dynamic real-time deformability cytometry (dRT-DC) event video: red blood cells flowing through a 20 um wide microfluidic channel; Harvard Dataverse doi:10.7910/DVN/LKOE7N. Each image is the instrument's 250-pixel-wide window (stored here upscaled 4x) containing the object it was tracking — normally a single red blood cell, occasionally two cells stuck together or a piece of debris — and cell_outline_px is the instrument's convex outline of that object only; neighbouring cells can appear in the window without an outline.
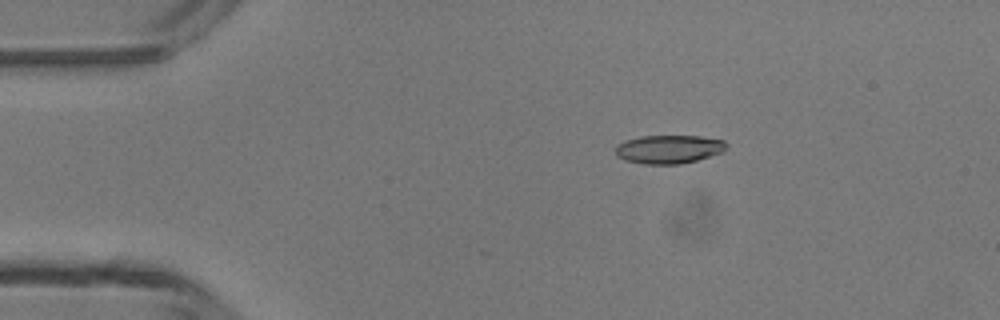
{"species": "common noctule bat (a hibernating species)", "species_latin": "Nyctalus noctula", "temperature_condition": "room temperature", "stored_images_in_passage": 4, "camera_frame_rate_fps": 3000, "um_per_image_px": 0.085, "animal": {"sex": "male", "body_mass_g": 13.3}, "frame": {"image": 1, "passage_image": 3, "time_ms": 2.333, "image_size_px": [1000, 320], "cell_outline_px": [[728, 148], [724, 152], [696, 160], [680, 164], [644, 164], [624, 160], [616, 156], [616, 144], [624, 140], [640, 136], [700, 136], [724, 140], [728, 144]], "centroid_in_image_um": [56.86, 12.68], "position_along_channel_um": 28.1, "area_um2": 18.67}}
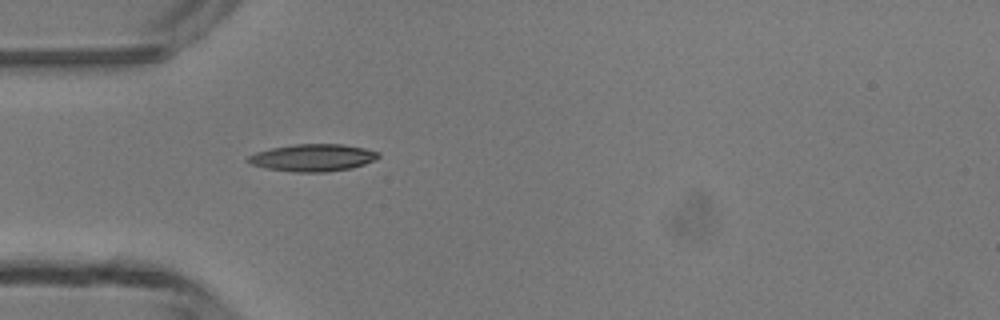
{"frame": {"image": 2, "passage_image": 4, "time_ms": 4.333, "image_size_px": [1000, 320], "cell_outline_px": [[380, 156], [376, 160], [352, 168], [328, 172], [296, 172], [268, 168], [252, 164], [244, 160], [248, 156], [256, 152], [272, 148], [296, 144], [344, 144], [364, 148], [380, 152]], "centroid_in_image_um": [26.63, 13.4], "position_along_channel_um": 58.4, "area_um2": 20.69}}